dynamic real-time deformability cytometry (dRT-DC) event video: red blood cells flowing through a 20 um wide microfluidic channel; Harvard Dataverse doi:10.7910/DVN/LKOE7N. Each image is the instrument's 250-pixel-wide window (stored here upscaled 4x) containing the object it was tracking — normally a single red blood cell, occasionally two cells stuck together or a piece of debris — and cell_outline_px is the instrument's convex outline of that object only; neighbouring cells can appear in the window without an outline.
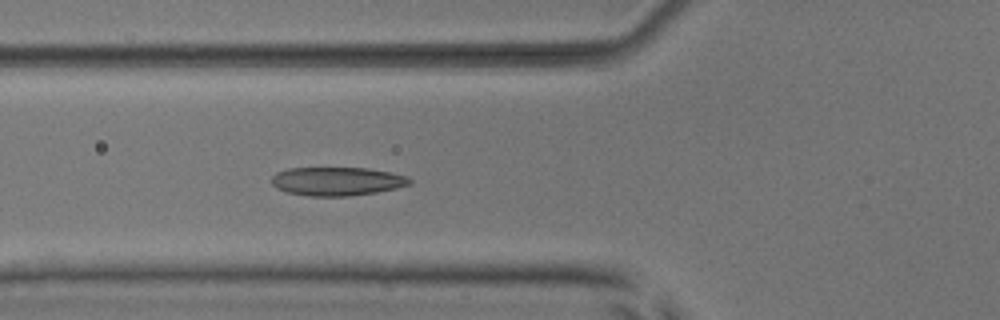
{"species": "common noctule bat (a hibernating species)", "species_latin": "Nyctalus noctula", "temperature_condition": "room temperature", "stored_images_in_passage": 4, "camera_frame_rate_fps": 3000, "um_per_image_px": 0.085, "animal": {"sex": "male", "body_mass_g": 17.9, "forearm_length_mm": 54.2}, "frame": {"image": 1, "passage_image": 4, "time_ms": 4.333, "image_size_px": [1000, 320], "cell_outline_px": [[412, 184], [396, 188], [376, 192], [348, 196], [308, 196], [288, 192], [276, 188], [272, 184], [272, 176], [276, 172], [288, 168], [368, 168], [392, 172], [408, 176], [412, 180]], "centroid_in_image_um": [28.67, 15.4], "position_along_channel_um": 97.1, "area_um2": 23.12}}